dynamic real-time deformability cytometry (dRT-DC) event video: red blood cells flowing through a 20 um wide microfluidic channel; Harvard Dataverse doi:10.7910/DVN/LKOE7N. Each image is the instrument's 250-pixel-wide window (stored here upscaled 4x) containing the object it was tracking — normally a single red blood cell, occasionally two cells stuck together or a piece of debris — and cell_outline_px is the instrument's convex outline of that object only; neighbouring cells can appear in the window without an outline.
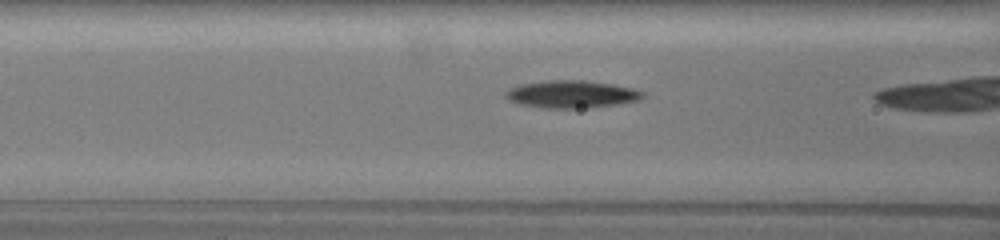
{"species": "common noctule bat (a hibernating species)", "species_latin": "Nyctalus noctula", "temperature_condition": "warm", "stored_images_in_passage": 11, "camera_frame_rate_fps": 3000, "um_per_image_px": 0.085, "animal": {"sex": "female", "body_mass_g": 19.5, "forearm_length_mm": 54.1}, "frame": {"image": 1, "passage_image": 5, "time_ms": 1.333, "image_size_px": [1000, 240], "cell_outline_px": [[644, 96], [640, 100], [592, 108], [540, 108], [520, 104], [508, 100], [504, 96], [504, 92], [508, 88], [520, 84], [548, 80], [584, 80], [612, 84], [632, 88], [644, 92]], "centroid_in_image_um": [48.54, 8.01], "position_along_channel_um": 118.1, "area_um2": 22.2}}
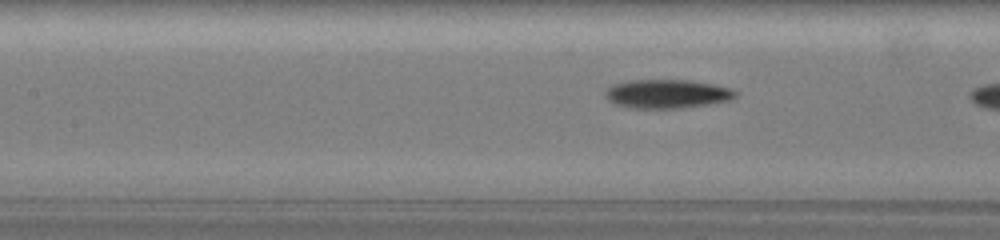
{"frame": {"image": 2, "passage_image": 8, "time_ms": 2.333, "image_size_px": [1000, 240], "cell_outline_px": [[736, 96], [732, 100], [684, 108], [628, 108], [616, 104], [608, 100], [604, 96], [604, 92], [612, 84], [628, 80], [688, 80], [712, 84], [732, 88], [736, 92]], "centroid_in_image_um": [56.68, 7.98], "position_along_channel_um": 150.7, "area_um2": 22.02}}